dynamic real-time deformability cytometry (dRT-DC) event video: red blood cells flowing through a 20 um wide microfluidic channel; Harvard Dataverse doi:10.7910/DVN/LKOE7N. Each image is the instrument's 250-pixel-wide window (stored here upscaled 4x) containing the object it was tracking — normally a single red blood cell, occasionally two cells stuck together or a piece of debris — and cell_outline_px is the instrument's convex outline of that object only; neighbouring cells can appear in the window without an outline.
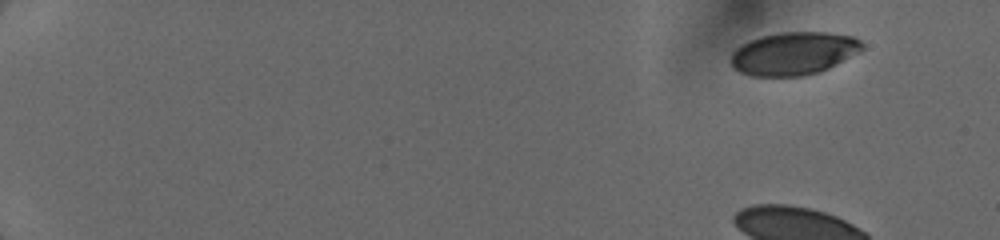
{"species": "human", "species_latin": "Homo sapiens", "temperature_condition": "cold", "stored_images_in_passage": 15, "camera_frame_rate_fps": 3000, "um_per_image_px": 0.085, "donor": {"sex": "female"}, "frame": {"image": 1, "passage_image": 1, "time_ms": 0.0, "image_size_px": [1000, 240], "cell_outline_px": [[864, 48], [860, 52], [820, 72], [804, 76], [752, 76], [740, 72], [732, 64], [732, 52], [736, 48], [752, 40], [764, 36], [780, 32], [828, 32], [856, 36], [864, 44]], "centroid_in_image_um": [67.53, 4.54], "position_along_channel_um": 17.5, "area_um2": 32.77}}